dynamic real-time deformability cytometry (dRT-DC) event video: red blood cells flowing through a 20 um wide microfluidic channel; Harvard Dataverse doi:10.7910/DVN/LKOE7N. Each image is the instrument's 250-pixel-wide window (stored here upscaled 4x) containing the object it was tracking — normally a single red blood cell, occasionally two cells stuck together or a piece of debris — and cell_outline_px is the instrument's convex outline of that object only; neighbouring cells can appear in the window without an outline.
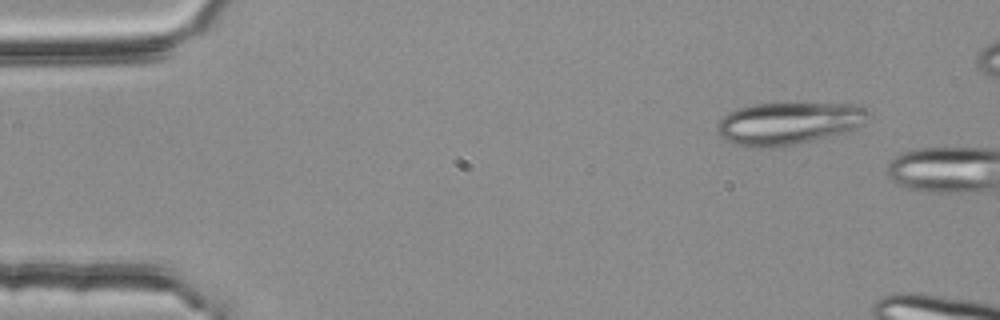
{"species": "common noctule bat (a hibernating species)", "species_latin": "Nyctalus noctula", "temperature_condition": "room temperature", "stored_images_in_passage": 2, "camera_frame_rate_fps": 3000, "um_per_image_px": 0.085, "animal": {"sex": "female", "body_mass_g": 25.1}, "frame": {"image": 1, "passage_image": 1, "time_ms": 0.0, "image_size_px": [1000, 320], "cell_outline_px": [[868, 112], [864, 124], [848, 132], [796, 144], [772, 148], [748, 148], [732, 144], [724, 140], [720, 136], [716, 128], [720, 120], [724, 116], [740, 108], [752, 104], [856, 104], [864, 108]], "centroid_in_image_um": [67.0, 10.51], "position_along_channel_um": 18.0, "area_um2": 37.34}}